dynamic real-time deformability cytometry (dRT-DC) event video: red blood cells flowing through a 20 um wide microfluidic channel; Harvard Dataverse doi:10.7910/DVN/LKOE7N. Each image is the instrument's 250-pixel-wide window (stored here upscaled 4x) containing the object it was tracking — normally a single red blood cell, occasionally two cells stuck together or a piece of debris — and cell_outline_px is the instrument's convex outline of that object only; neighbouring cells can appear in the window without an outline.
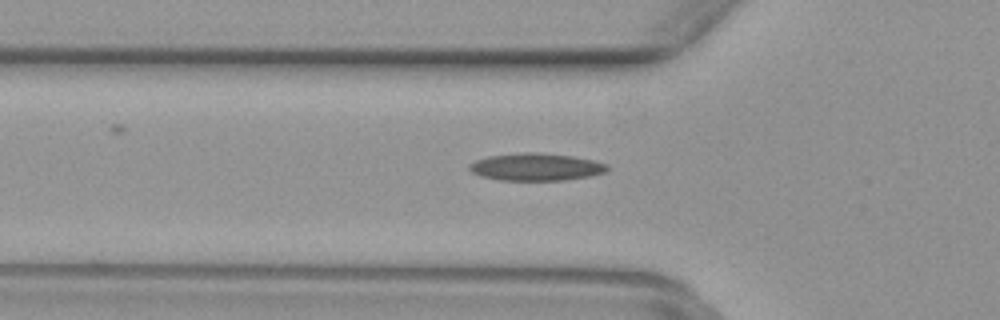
{"species": "common noctule bat (a hibernating species)", "species_latin": "Nyctalus noctula", "temperature_condition": "warm", "stored_images_in_passage": 47, "camera_frame_rate_fps": 3000, "um_per_image_px": 0.085, "animal": {"sex": "female", "body_mass_g": 29.2, "forearm_length_mm": 56.3}, "frame": {"image": 1, "passage_image": 17, "time_ms": 5.333, "image_size_px": [1000, 320], "cell_outline_px": [[608, 172], [592, 176], [564, 180], [500, 180], [480, 176], [472, 172], [468, 168], [468, 164], [476, 160], [488, 156], [524, 152], [536, 152], [572, 156], [592, 160], [608, 164]], "centroid_in_image_um": [45.57, 14.19], "position_along_channel_um": 80.2, "area_um2": 22.14}}
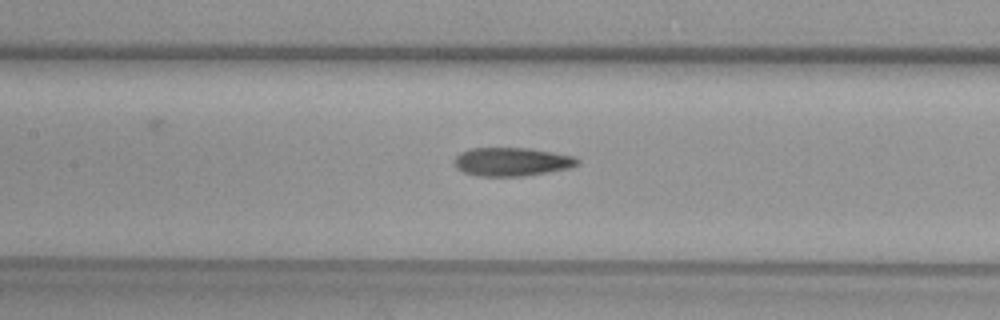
{"frame": {"image": 2, "passage_image": 23, "time_ms": 7.333, "image_size_px": [1000, 320], "cell_outline_px": [[580, 164], [568, 168], [548, 172], [524, 176], [476, 176], [464, 172], [456, 168], [456, 156], [460, 152], [472, 148], [528, 148], [576, 156], [580, 160]], "centroid_in_image_um": [43.54, 13.75], "position_along_channel_um": 163.9, "area_um2": 20.46}}
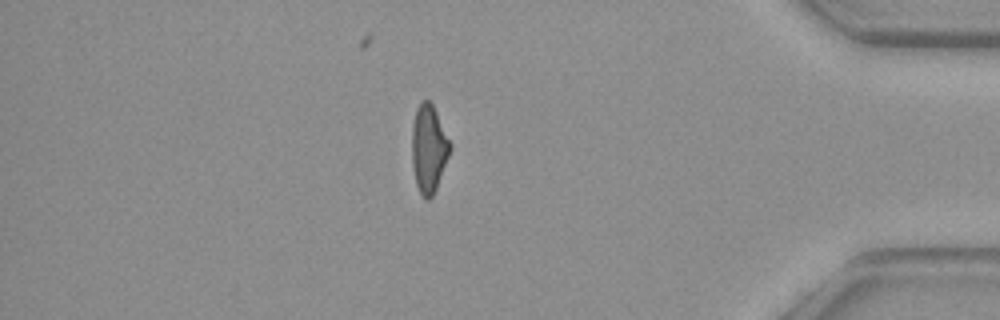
{"frame": {"image": 3, "passage_image": 43, "time_ms": 14.0, "image_size_px": [1000, 320], "cell_outline_px": [[452, 148], [436, 188], [432, 196], [428, 200], [424, 200], [416, 184], [412, 164], [412, 124], [416, 108], [420, 100], [428, 100], [432, 104], [452, 144]], "centroid_in_image_um": [36.44, 12.62], "position_along_channel_um": 398.8, "area_um2": 19.59}}